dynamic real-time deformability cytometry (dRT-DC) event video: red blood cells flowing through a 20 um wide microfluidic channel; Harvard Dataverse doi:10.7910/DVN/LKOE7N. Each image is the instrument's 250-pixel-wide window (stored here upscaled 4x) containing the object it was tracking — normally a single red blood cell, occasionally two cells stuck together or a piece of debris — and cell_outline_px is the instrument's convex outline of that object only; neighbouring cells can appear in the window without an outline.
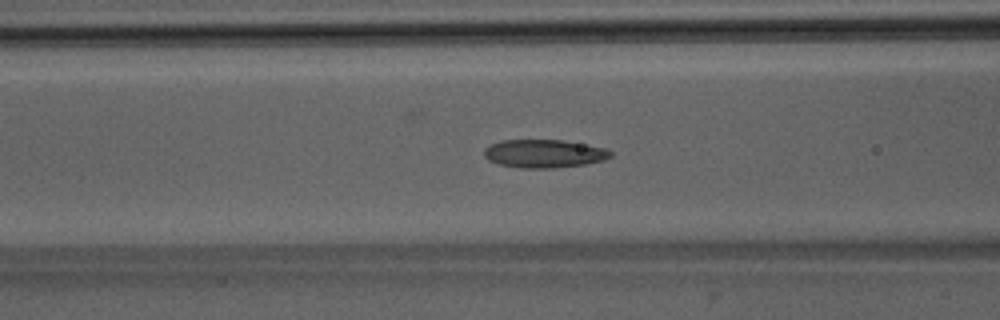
{"species": "Egyptian fruit bat (a non-hibernating species)", "species_latin": "Rousettus aegyptiacus", "temperature_condition": "room temperature", "stored_images_in_passage": 52, "camera_frame_rate_fps": 3000, "um_per_image_px": 0.085, "animal": {"sex": "male"}, "frame": {"image": 1, "passage_image": 21, "time_ms": 6.667, "image_size_px": [1000, 320], "cell_outline_px": [[612, 156], [604, 160], [584, 164], [552, 168], [520, 168], [500, 164], [488, 160], [484, 156], [484, 148], [500, 140], [564, 140], [604, 148], [612, 152]], "centroid_in_image_um": [46.23, 13.05], "position_along_channel_um": 120.4, "area_um2": 20.69}}
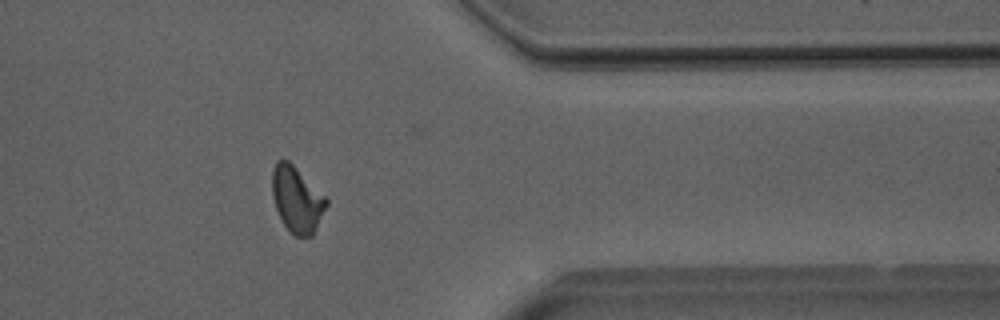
{"frame": {"image": 2, "passage_image": 42, "time_ms": 13.667, "image_size_px": [1000, 320], "cell_outline_px": [[328, 204], [312, 236], [296, 236], [284, 224], [276, 208], [272, 196], [272, 168], [276, 160], [288, 160], [328, 200]], "centroid_in_image_um": [25.22, 16.94], "position_along_channel_um": 386.2, "area_um2": 20.35}}
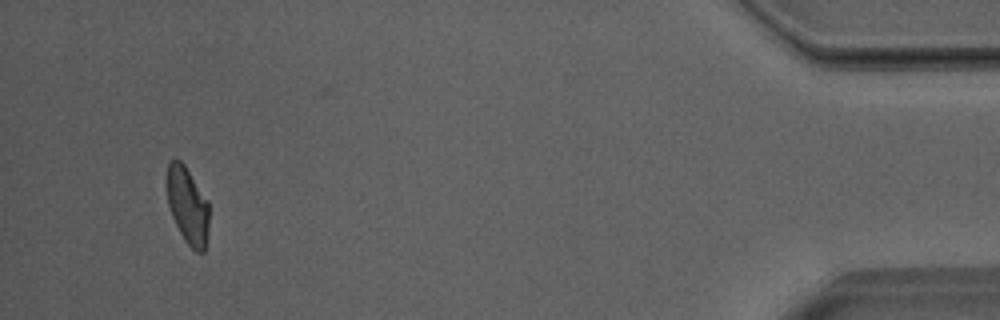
{"frame": {"image": 3, "passage_image": 49, "time_ms": 16.0, "image_size_px": [1000, 320], "cell_outline_px": [[208, 228], [204, 252], [196, 252], [184, 240], [172, 216], [168, 204], [164, 180], [168, 160], [180, 160], [184, 164], [208, 200]], "centroid_in_image_um": [15.9, 17.41], "position_along_channel_um": 419.3, "area_um2": 19.19}, "authors_computed_cell_mechanics": {"area_um2": 20.4612, "velocity_mm_per_s": 3.9972, "shape_relaxation_time_tau1_ms": 7.5293, "shape_relaxation_time_tau2_ms": 2.4261, "deformation_change_tau1": 0.2044, "deformation_change_tau2": 0.0927}}